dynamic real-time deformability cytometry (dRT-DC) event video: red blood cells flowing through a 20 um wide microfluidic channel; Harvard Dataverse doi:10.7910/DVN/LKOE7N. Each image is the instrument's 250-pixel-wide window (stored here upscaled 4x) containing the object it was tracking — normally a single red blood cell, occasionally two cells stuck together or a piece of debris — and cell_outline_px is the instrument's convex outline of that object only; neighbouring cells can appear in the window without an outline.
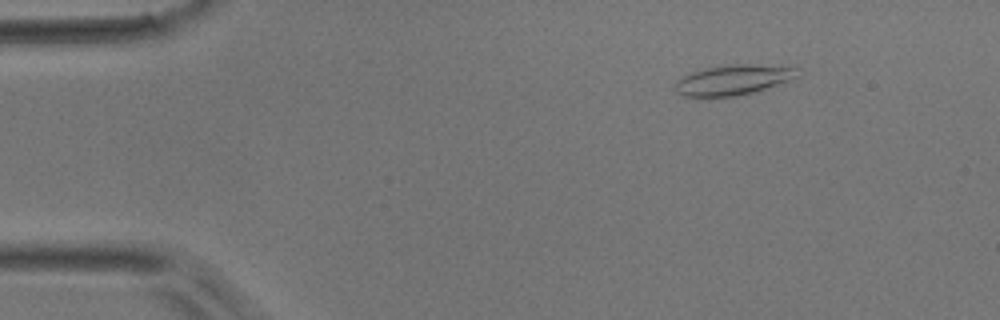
{"species": "common noctule bat (a hibernating species)", "species_latin": "Nyctalus noctula", "temperature_condition": "room temperature", "stored_images_in_passage": 14, "camera_frame_rate_fps": 3000, "um_per_image_px": 0.085, "animal": {"sex": "male", "body_mass_g": 17.9}, "frame": {"image": 1, "passage_image": 7, "time_ms": 2.0, "image_size_px": [1000, 320], "cell_outline_px": [[796, 76], [764, 88], [752, 92], [732, 96], [708, 100], [684, 96], [676, 92], [672, 88], [676, 80], [688, 72], [704, 68], [732, 64], [752, 64], [792, 68]], "centroid_in_image_um": [62.04, 6.84], "position_along_channel_um": 23.0, "area_um2": 21.5}}